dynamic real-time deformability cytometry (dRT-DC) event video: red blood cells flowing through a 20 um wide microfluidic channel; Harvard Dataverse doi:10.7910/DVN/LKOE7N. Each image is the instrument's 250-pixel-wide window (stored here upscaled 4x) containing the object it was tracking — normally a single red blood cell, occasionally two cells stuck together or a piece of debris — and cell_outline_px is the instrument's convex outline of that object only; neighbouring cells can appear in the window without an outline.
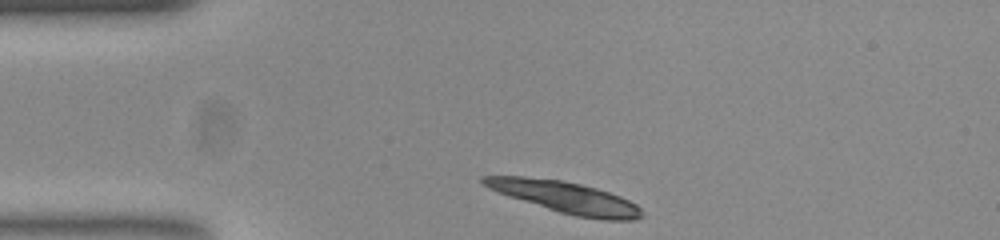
{"species": "common noctule bat (a hibernating species)", "species_latin": "Nyctalus noctula", "temperature_condition": "room temperature", "stored_images_in_passage": 34, "camera_frame_rate_fps": 3000, "um_per_image_px": 0.085, "animal": {"sex": "female", "body_mass_g": 23.0, "forearm_length_mm": 53.4}, "frame": {"image": 1, "passage_image": 1, "time_ms": 0.0, "image_size_px": [1000, 240], "cell_outline_px": [[644, 216], [636, 220], [604, 220], [576, 216], [560, 212], [508, 196], [488, 188], [480, 184], [480, 176], [524, 176], [560, 180], [580, 184], [596, 188], [620, 196], [636, 204], [644, 212]], "centroid_in_image_um": [48.05, 16.76], "position_along_channel_um": 36.9, "area_um2": 28.96}, "authors_computed_cell_mechanics": {"area_um2": 14.1899, "velocity_mm_per_s": 3.7976, "shape_relaxation_time_tau1_ms": null, "shape_relaxation_time_tau2_ms": 4.4887, "deformation_change_tau1": null, "deformation_change_tau2": 0.0607}}